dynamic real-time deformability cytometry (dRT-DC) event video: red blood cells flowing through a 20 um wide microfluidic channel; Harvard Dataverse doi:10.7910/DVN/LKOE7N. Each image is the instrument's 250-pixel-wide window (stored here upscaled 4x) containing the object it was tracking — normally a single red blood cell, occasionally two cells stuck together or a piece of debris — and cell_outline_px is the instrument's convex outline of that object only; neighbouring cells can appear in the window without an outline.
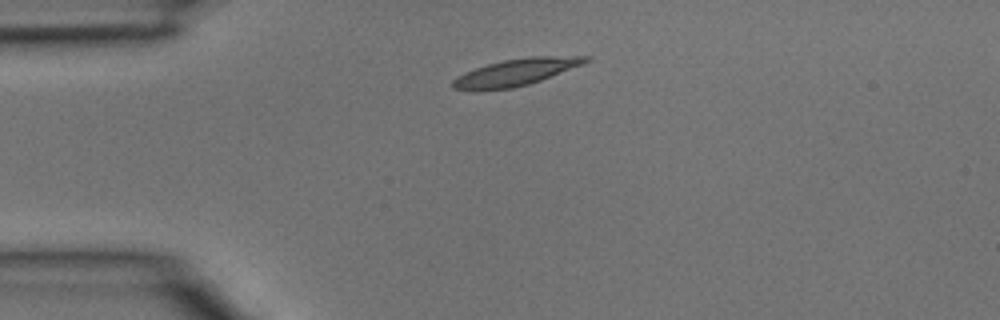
{"species": "common noctule bat (a hibernating species)", "species_latin": "Nyctalus noctula", "temperature_condition": "room temperature", "stored_images_in_passage": 1, "camera_frame_rate_fps": 3000, "um_per_image_px": 0.085, "animal": {"sex": "male", "body_mass_g": 15.6}, "frame": {"image": 1, "passage_image": 1, "time_ms": 0.0, "image_size_px": [1000, 320], "cell_outline_px": [[592, 60], [584, 64], [540, 80], [528, 84], [512, 88], [472, 92], [452, 88], [452, 80], [456, 76], [464, 72], [488, 64], [504, 60], [528, 56], [592, 56]], "centroid_in_image_um": [43.82, 6.15], "position_along_channel_um": 41.2, "area_um2": 21.1}}